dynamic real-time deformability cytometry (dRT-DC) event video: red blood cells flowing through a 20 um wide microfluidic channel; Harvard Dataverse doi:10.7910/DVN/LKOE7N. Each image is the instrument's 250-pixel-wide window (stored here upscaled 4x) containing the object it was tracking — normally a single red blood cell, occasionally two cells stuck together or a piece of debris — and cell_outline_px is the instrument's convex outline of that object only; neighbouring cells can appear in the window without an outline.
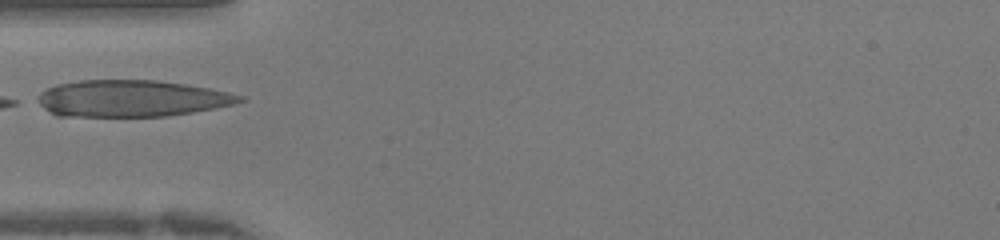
{"species": "human", "species_latin": "Homo sapiens", "temperature_condition": "warm", "stored_images_in_passage": 6, "camera_frame_rate_fps": 3000, "um_per_image_px": 0.085, "donor": {"sex": "female"}, "frame": {"image": 1, "passage_image": 1, "time_ms": 0.0, "image_size_px": [1000, 240], "cell_outline_px": [[248, 100], [216, 108], [192, 112], [164, 116], [56, 116], [32, 100], [40, 92], [56, 84], [80, 80], [156, 80], [184, 84], [208, 88], [228, 92], [244, 96]], "centroid_in_image_um": [11.12, 8.37], "position_along_channel_um": 73.9, "area_um2": 43.35}}
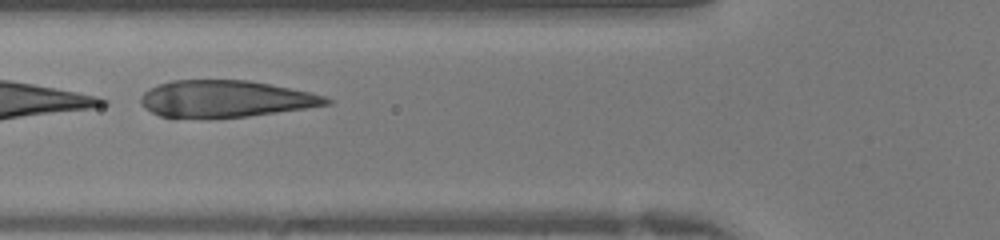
{"frame": {"image": 2, "passage_image": 3, "time_ms": 0.667, "image_size_px": [1000, 240], "cell_outline_px": [[332, 104], [248, 116], [208, 120], [172, 120], [160, 116], [144, 108], [140, 104], [140, 96], [148, 88], [172, 80], [248, 80], [312, 92], [324, 96], [332, 100]], "centroid_in_image_um": [19.07, 8.44], "position_along_channel_um": 106.7, "area_um2": 40.92}}